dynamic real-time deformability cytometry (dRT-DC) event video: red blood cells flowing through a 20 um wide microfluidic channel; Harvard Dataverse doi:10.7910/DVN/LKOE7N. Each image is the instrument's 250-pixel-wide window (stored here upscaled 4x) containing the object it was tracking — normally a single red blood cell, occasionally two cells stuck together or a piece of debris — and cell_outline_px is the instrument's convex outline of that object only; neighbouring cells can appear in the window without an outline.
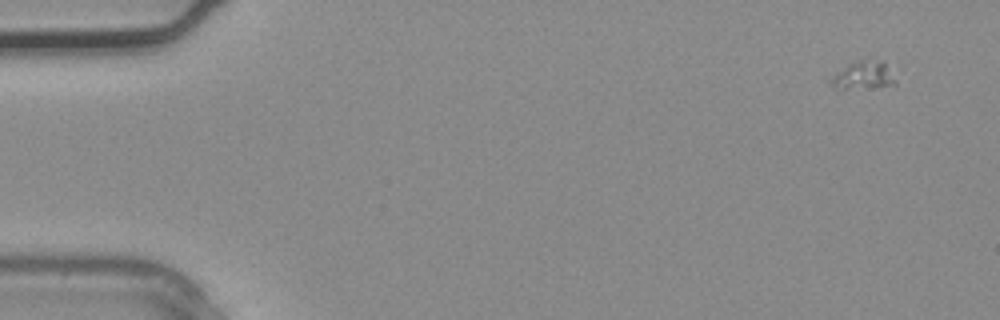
{"species": "common noctule bat (a hibernating species)", "species_latin": "Nyctalus noctula", "temperature_condition": "warm", "stored_images_in_passage": 3, "camera_frame_rate_fps": 3000, "um_per_image_px": 0.085, "animal": {"sex": "male", "body_mass_g": 20.4}, "frame": {"image": 1, "passage_image": 1, "time_ms": 0.0, "image_size_px": [1000, 320], "cell_outline_px": [[904, 68], [896, 84], [844, 88], [832, 88], [828, 84], [828, 80], [832, 76], [848, 64], [868, 56], [904, 64]], "centroid_in_image_um": [73.71, 6.26], "position_along_channel_um": 11.3, "area_um2": 12.2}}